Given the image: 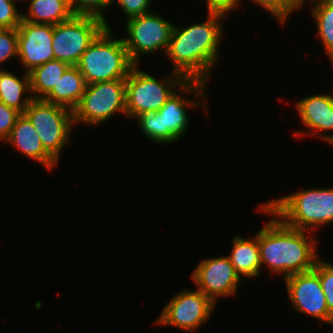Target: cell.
<instances>
[{
  "label": "cell",
  "mask_w": 333,
  "mask_h": 333,
  "mask_svg": "<svg viewBox=\"0 0 333 333\" xmlns=\"http://www.w3.org/2000/svg\"><path fill=\"white\" fill-rule=\"evenodd\" d=\"M264 205L285 225L302 231L333 222V188L302 190Z\"/></svg>",
  "instance_id": "cell-4"
},
{
  "label": "cell",
  "mask_w": 333,
  "mask_h": 333,
  "mask_svg": "<svg viewBox=\"0 0 333 333\" xmlns=\"http://www.w3.org/2000/svg\"><path fill=\"white\" fill-rule=\"evenodd\" d=\"M207 10H218L224 12H231L236 6L239 5L240 0H206Z\"/></svg>",
  "instance_id": "cell-30"
},
{
  "label": "cell",
  "mask_w": 333,
  "mask_h": 333,
  "mask_svg": "<svg viewBox=\"0 0 333 333\" xmlns=\"http://www.w3.org/2000/svg\"><path fill=\"white\" fill-rule=\"evenodd\" d=\"M117 4L122 8L125 15L130 19L132 17L140 16L142 14L151 12L149 6L151 0H116Z\"/></svg>",
  "instance_id": "cell-29"
},
{
  "label": "cell",
  "mask_w": 333,
  "mask_h": 333,
  "mask_svg": "<svg viewBox=\"0 0 333 333\" xmlns=\"http://www.w3.org/2000/svg\"><path fill=\"white\" fill-rule=\"evenodd\" d=\"M126 79L97 82L86 86L73 110L75 123L101 124L117 112L126 115Z\"/></svg>",
  "instance_id": "cell-7"
},
{
  "label": "cell",
  "mask_w": 333,
  "mask_h": 333,
  "mask_svg": "<svg viewBox=\"0 0 333 333\" xmlns=\"http://www.w3.org/2000/svg\"><path fill=\"white\" fill-rule=\"evenodd\" d=\"M296 109L301 117L303 125L309 129L316 131H331L333 130V96L330 94H314L296 104ZM316 135L319 138H324V141L333 145L332 134H322L318 132Z\"/></svg>",
  "instance_id": "cell-15"
},
{
  "label": "cell",
  "mask_w": 333,
  "mask_h": 333,
  "mask_svg": "<svg viewBox=\"0 0 333 333\" xmlns=\"http://www.w3.org/2000/svg\"><path fill=\"white\" fill-rule=\"evenodd\" d=\"M206 83L198 80H186L182 75L171 71L167 78L161 80L140 71L135 65L126 78V117L135 118L144 113L157 112L175 92L195 94L199 100L204 99ZM173 89V90H172ZM201 97V98H200Z\"/></svg>",
  "instance_id": "cell-3"
},
{
  "label": "cell",
  "mask_w": 333,
  "mask_h": 333,
  "mask_svg": "<svg viewBox=\"0 0 333 333\" xmlns=\"http://www.w3.org/2000/svg\"><path fill=\"white\" fill-rule=\"evenodd\" d=\"M69 66L64 61L53 59L29 72L33 99H43Z\"/></svg>",
  "instance_id": "cell-21"
},
{
  "label": "cell",
  "mask_w": 333,
  "mask_h": 333,
  "mask_svg": "<svg viewBox=\"0 0 333 333\" xmlns=\"http://www.w3.org/2000/svg\"><path fill=\"white\" fill-rule=\"evenodd\" d=\"M259 210L272 215L258 231L261 267L265 264L273 273L283 274L284 279L314 269L318 255L312 235L307 237L306 231L285 225L264 203Z\"/></svg>",
  "instance_id": "cell-2"
},
{
  "label": "cell",
  "mask_w": 333,
  "mask_h": 333,
  "mask_svg": "<svg viewBox=\"0 0 333 333\" xmlns=\"http://www.w3.org/2000/svg\"><path fill=\"white\" fill-rule=\"evenodd\" d=\"M233 249L227 255L239 276L257 277L261 271L258 233L250 240L235 236Z\"/></svg>",
  "instance_id": "cell-18"
},
{
  "label": "cell",
  "mask_w": 333,
  "mask_h": 333,
  "mask_svg": "<svg viewBox=\"0 0 333 333\" xmlns=\"http://www.w3.org/2000/svg\"><path fill=\"white\" fill-rule=\"evenodd\" d=\"M314 269L319 274L321 287L326 297L329 313L333 316V264L317 260Z\"/></svg>",
  "instance_id": "cell-25"
},
{
  "label": "cell",
  "mask_w": 333,
  "mask_h": 333,
  "mask_svg": "<svg viewBox=\"0 0 333 333\" xmlns=\"http://www.w3.org/2000/svg\"><path fill=\"white\" fill-rule=\"evenodd\" d=\"M328 57H330V61H332L331 63L333 64V51L331 53L328 54Z\"/></svg>",
  "instance_id": "cell-31"
},
{
  "label": "cell",
  "mask_w": 333,
  "mask_h": 333,
  "mask_svg": "<svg viewBox=\"0 0 333 333\" xmlns=\"http://www.w3.org/2000/svg\"><path fill=\"white\" fill-rule=\"evenodd\" d=\"M191 278L198 290L214 304L217 297L235 295L239 283L243 282L228 256L201 261L192 272Z\"/></svg>",
  "instance_id": "cell-13"
},
{
  "label": "cell",
  "mask_w": 333,
  "mask_h": 333,
  "mask_svg": "<svg viewBox=\"0 0 333 333\" xmlns=\"http://www.w3.org/2000/svg\"><path fill=\"white\" fill-rule=\"evenodd\" d=\"M215 306L200 290L185 289L170 299L155 323L195 332L209 320Z\"/></svg>",
  "instance_id": "cell-11"
},
{
  "label": "cell",
  "mask_w": 333,
  "mask_h": 333,
  "mask_svg": "<svg viewBox=\"0 0 333 333\" xmlns=\"http://www.w3.org/2000/svg\"><path fill=\"white\" fill-rule=\"evenodd\" d=\"M23 114L35 128L44 149L59 162L74 127L73 111L43 99H33Z\"/></svg>",
  "instance_id": "cell-6"
},
{
  "label": "cell",
  "mask_w": 333,
  "mask_h": 333,
  "mask_svg": "<svg viewBox=\"0 0 333 333\" xmlns=\"http://www.w3.org/2000/svg\"><path fill=\"white\" fill-rule=\"evenodd\" d=\"M260 7L268 10L271 15L284 25L286 19L293 11L299 10L303 5V0H251Z\"/></svg>",
  "instance_id": "cell-23"
},
{
  "label": "cell",
  "mask_w": 333,
  "mask_h": 333,
  "mask_svg": "<svg viewBox=\"0 0 333 333\" xmlns=\"http://www.w3.org/2000/svg\"><path fill=\"white\" fill-rule=\"evenodd\" d=\"M23 80L11 72L0 69V101L8 107L14 108L21 114L24 113L29 103L33 100L31 96L30 75L25 71ZM29 95L23 97L24 93ZM23 97V98H22Z\"/></svg>",
  "instance_id": "cell-20"
},
{
  "label": "cell",
  "mask_w": 333,
  "mask_h": 333,
  "mask_svg": "<svg viewBox=\"0 0 333 333\" xmlns=\"http://www.w3.org/2000/svg\"><path fill=\"white\" fill-rule=\"evenodd\" d=\"M104 28V20L92 15H74L70 20L53 25L55 59L76 66L84 51Z\"/></svg>",
  "instance_id": "cell-8"
},
{
  "label": "cell",
  "mask_w": 333,
  "mask_h": 333,
  "mask_svg": "<svg viewBox=\"0 0 333 333\" xmlns=\"http://www.w3.org/2000/svg\"><path fill=\"white\" fill-rule=\"evenodd\" d=\"M20 115L21 113L19 111L8 107L0 101V141H5L9 136Z\"/></svg>",
  "instance_id": "cell-28"
},
{
  "label": "cell",
  "mask_w": 333,
  "mask_h": 333,
  "mask_svg": "<svg viewBox=\"0 0 333 333\" xmlns=\"http://www.w3.org/2000/svg\"><path fill=\"white\" fill-rule=\"evenodd\" d=\"M27 15L22 19L32 23L57 25L70 20L75 14L70 0H29Z\"/></svg>",
  "instance_id": "cell-19"
},
{
  "label": "cell",
  "mask_w": 333,
  "mask_h": 333,
  "mask_svg": "<svg viewBox=\"0 0 333 333\" xmlns=\"http://www.w3.org/2000/svg\"><path fill=\"white\" fill-rule=\"evenodd\" d=\"M86 81L77 66L70 65L43 100L74 110L86 89Z\"/></svg>",
  "instance_id": "cell-17"
},
{
  "label": "cell",
  "mask_w": 333,
  "mask_h": 333,
  "mask_svg": "<svg viewBox=\"0 0 333 333\" xmlns=\"http://www.w3.org/2000/svg\"><path fill=\"white\" fill-rule=\"evenodd\" d=\"M312 16L327 55L333 51V0H310Z\"/></svg>",
  "instance_id": "cell-22"
},
{
  "label": "cell",
  "mask_w": 333,
  "mask_h": 333,
  "mask_svg": "<svg viewBox=\"0 0 333 333\" xmlns=\"http://www.w3.org/2000/svg\"><path fill=\"white\" fill-rule=\"evenodd\" d=\"M293 309L333 325L319 274L315 269L292 274L284 279Z\"/></svg>",
  "instance_id": "cell-12"
},
{
  "label": "cell",
  "mask_w": 333,
  "mask_h": 333,
  "mask_svg": "<svg viewBox=\"0 0 333 333\" xmlns=\"http://www.w3.org/2000/svg\"><path fill=\"white\" fill-rule=\"evenodd\" d=\"M16 0H0V28H17L22 20L21 12L17 11Z\"/></svg>",
  "instance_id": "cell-27"
},
{
  "label": "cell",
  "mask_w": 333,
  "mask_h": 333,
  "mask_svg": "<svg viewBox=\"0 0 333 333\" xmlns=\"http://www.w3.org/2000/svg\"><path fill=\"white\" fill-rule=\"evenodd\" d=\"M126 20L128 36L123 38V41L135 65H139L138 59L141 53L151 55L162 49L166 52L174 24L154 12Z\"/></svg>",
  "instance_id": "cell-10"
},
{
  "label": "cell",
  "mask_w": 333,
  "mask_h": 333,
  "mask_svg": "<svg viewBox=\"0 0 333 333\" xmlns=\"http://www.w3.org/2000/svg\"><path fill=\"white\" fill-rule=\"evenodd\" d=\"M113 37L111 29L104 28L84 51L76 65L87 85L126 79L135 66L123 38Z\"/></svg>",
  "instance_id": "cell-5"
},
{
  "label": "cell",
  "mask_w": 333,
  "mask_h": 333,
  "mask_svg": "<svg viewBox=\"0 0 333 333\" xmlns=\"http://www.w3.org/2000/svg\"><path fill=\"white\" fill-rule=\"evenodd\" d=\"M18 30L0 28V64L18 57Z\"/></svg>",
  "instance_id": "cell-26"
},
{
  "label": "cell",
  "mask_w": 333,
  "mask_h": 333,
  "mask_svg": "<svg viewBox=\"0 0 333 333\" xmlns=\"http://www.w3.org/2000/svg\"><path fill=\"white\" fill-rule=\"evenodd\" d=\"M207 20L182 29L173 26L166 56L173 63V72L186 80L207 83L209 74L218 61L219 44L223 34L222 19L227 12L208 10Z\"/></svg>",
  "instance_id": "cell-1"
},
{
  "label": "cell",
  "mask_w": 333,
  "mask_h": 333,
  "mask_svg": "<svg viewBox=\"0 0 333 333\" xmlns=\"http://www.w3.org/2000/svg\"><path fill=\"white\" fill-rule=\"evenodd\" d=\"M114 0H70L75 15H92L104 20L105 28L110 29L104 15L107 7L112 5Z\"/></svg>",
  "instance_id": "cell-24"
},
{
  "label": "cell",
  "mask_w": 333,
  "mask_h": 333,
  "mask_svg": "<svg viewBox=\"0 0 333 333\" xmlns=\"http://www.w3.org/2000/svg\"><path fill=\"white\" fill-rule=\"evenodd\" d=\"M5 143L12 144V146L22 152L24 156L34 161L36 160L47 169H52L58 164L44 149L35 128L24 114H21L17 118L15 126L5 139Z\"/></svg>",
  "instance_id": "cell-16"
},
{
  "label": "cell",
  "mask_w": 333,
  "mask_h": 333,
  "mask_svg": "<svg viewBox=\"0 0 333 333\" xmlns=\"http://www.w3.org/2000/svg\"><path fill=\"white\" fill-rule=\"evenodd\" d=\"M196 105V101L186 100L175 91L157 112L144 113L135 119L148 139L159 144L171 143L186 133L189 125L186 107Z\"/></svg>",
  "instance_id": "cell-9"
},
{
  "label": "cell",
  "mask_w": 333,
  "mask_h": 333,
  "mask_svg": "<svg viewBox=\"0 0 333 333\" xmlns=\"http://www.w3.org/2000/svg\"><path fill=\"white\" fill-rule=\"evenodd\" d=\"M18 30V57L31 72L34 68L55 59L52 48L53 25L21 20Z\"/></svg>",
  "instance_id": "cell-14"
}]
</instances>
